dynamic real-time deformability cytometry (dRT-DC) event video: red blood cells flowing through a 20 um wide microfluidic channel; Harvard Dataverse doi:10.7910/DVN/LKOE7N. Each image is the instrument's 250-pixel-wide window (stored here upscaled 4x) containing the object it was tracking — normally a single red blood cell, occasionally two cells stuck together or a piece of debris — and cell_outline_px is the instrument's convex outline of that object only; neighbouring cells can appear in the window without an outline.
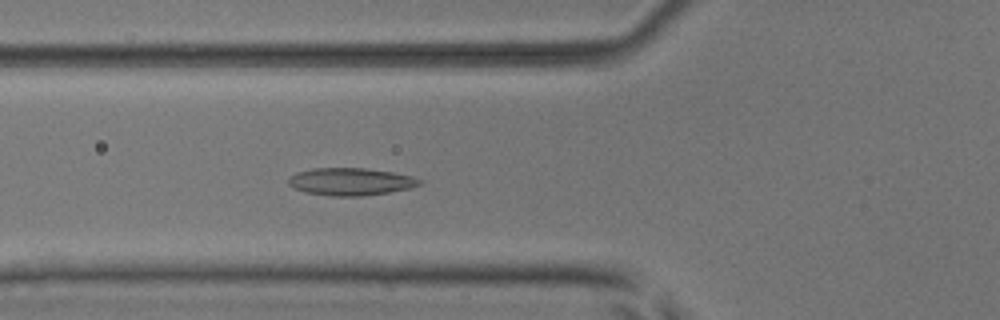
{"species": "common noctule bat (a hibernating species)", "species_latin": "Nyctalus noctula", "temperature_condition": "room temperature", "stored_images_in_passage": 42, "camera_frame_rate_fps": 3000, "um_per_image_px": 0.085, "animal": {"sex": "male", "body_mass_g": 17.9, "forearm_length_mm": 54.2}, "frame": {"image": 1, "passage_image": 20, "time_ms": 6.333, "image_size_px": [1000, 320], "cell_outline_px": [[424, 180], [420, 184], [412, 188], [388, 192], [360, 196], [328, 196], [304, 192], [292, 188], [288, 184], [288, 176], [296, 172], [312, 168], [364, 168], [392, 172], [412, 176]], "centroid_in_image_um": [29.76, 15.44], "position_along_channel_um": 96.0, "area_um2": 21.21}}
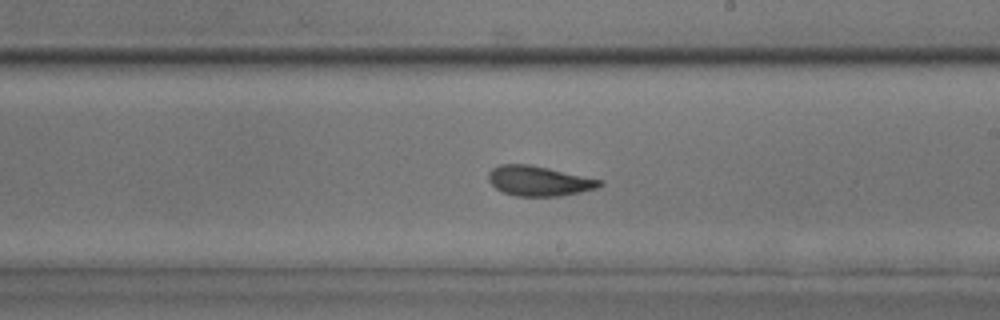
{"frame": {"image": 2, "passage_image": 31, "time_ms": 10.0, "image_size_px": [1000, 320], "cell_outline_px": [[604, 184], [596, 188], [580, 192], [560, 196], [516, 196], [504, 192], [496, 188], [488, 180], [488, 172], [492, 168], [500, 164], [532, 164], [604, 180]], "centroid_in_image_um": [45.83, 15.37], "position_along_channel_um": 243.2, "area_um2": 19.59}}
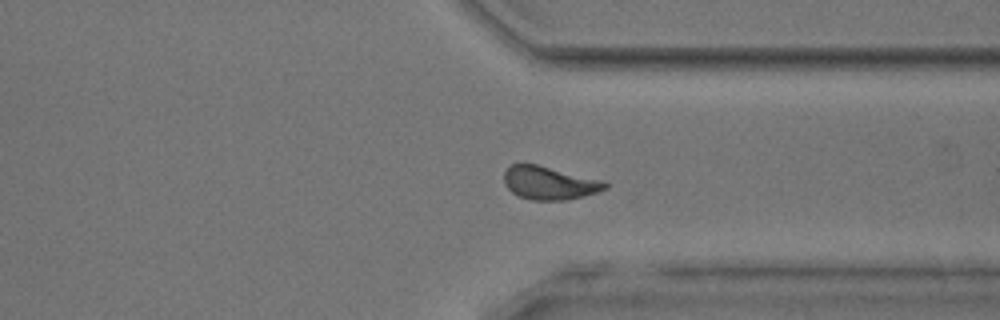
{"frame": {"image": 3, "passage_image": 40, "time_ms": 13.0, "image_size_px": [1000, 320], "cell_outline_px": [[608, 188], [584, 196], [564, 200], [532, 200], [520, 196], [512, 192], [504, 184], [504, 172], [512, 164], [536, 164], [604, 180], [608, 184]], "centroid_in_image_um": [46.71, 15.55], "position_along_channel_um": 364.7, "area_um2": 19.48}, "authors_computed_cell_mechanics": {"area_um2": 20.3456, "velocity_mm_per_s": 4.0265, "shape_relaxation_time_tau1_ms": 4.0812, "shape_relaxation_time_tau2_ms": 1.7306, "deformation_change_tau1": 0.1179, "deformation_change_tau2": 0.0728}}